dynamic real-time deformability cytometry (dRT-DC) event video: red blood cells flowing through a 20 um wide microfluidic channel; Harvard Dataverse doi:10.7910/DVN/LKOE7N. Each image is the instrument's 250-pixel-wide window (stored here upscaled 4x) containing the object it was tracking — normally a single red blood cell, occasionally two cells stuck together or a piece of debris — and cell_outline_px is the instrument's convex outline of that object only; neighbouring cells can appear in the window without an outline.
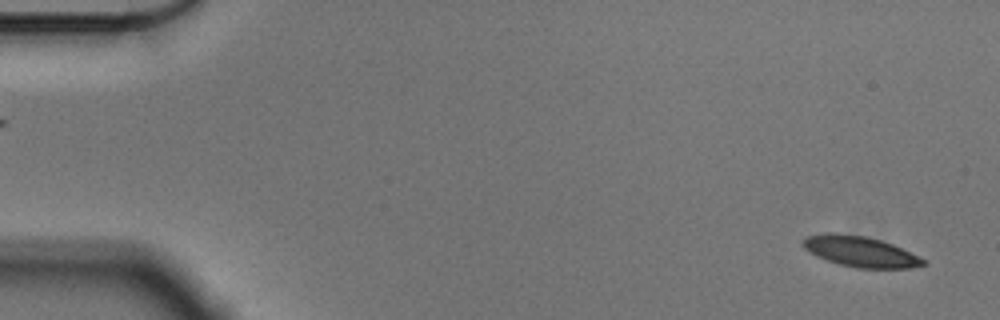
{"species": "Egyptian fruit bat (a non-hibernating species)", "species_latin": "Rousettus aegyptiacus", "temperature_condition": "cold", "stored_images_in_passage": 56, "camera_frame_rate_fps": 3000, "um_per_image_px": 0.085, "animal": {"sex": "male"}, "frame": {"image": 1, "passage_image": 2, "time_ms": 0.333, "image_size_px": [1000, 320], "cell_outline_px": [[924, 264], [912, 268], [856, 268], [840, 264], [816, 256], [804, 248], [800, 244], [800, 240], [804, 236], [828, 232], [836, 232], [868, 236], [892, 244], [924, 260]], "centroid_in_image_um": [73.01, 21.35], "position_along_channel_um": 12.0, "area_um2": 21.44}}
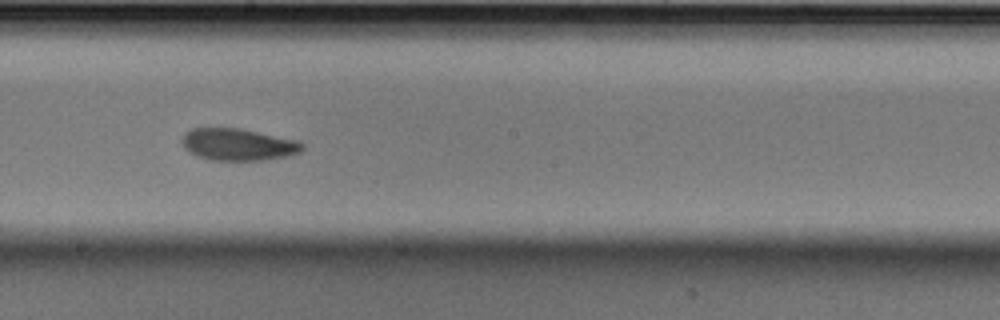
{"frame": {"image": 2, "passage_image": 31, "time_ms": 10.0, "image_size_px": [1000, 320], "cell_outline_px": [[304, 148], [300, 152], [288, 156], [264, 160], [208, 160], [196, 156], [188, 152], [184, 148], [184, 132], [192, 128], [240, 128], [300, 140], [304, 144]], "centroid_in_image_um": [20.28, 12.28], "position_along_channel_um": 227.9, "area_um2": 22.66}}
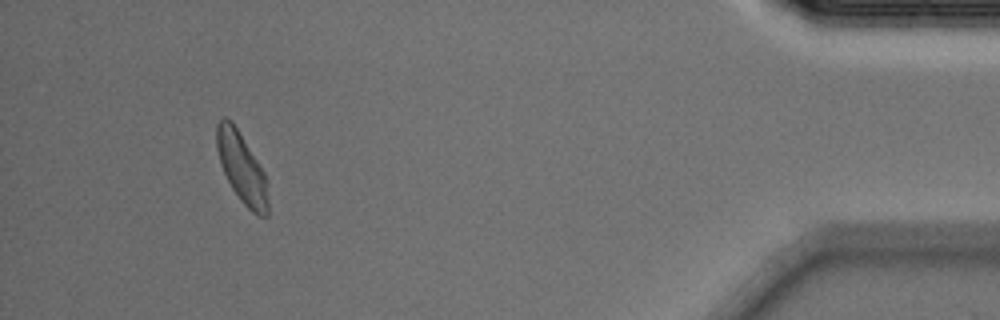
{"frame": {"image": 3, "passage_image": 52, "time_ms": 17.0, "image_size_px": [1000, 320], "cell_outline_px": [[268, 216], [256, 216], [240, 200], [232, 188], [220, 164], [216, 148], [216, 124], [224, 116], [232, 120], [264, 172], [268, 180]], "centroid_in_image_um": [20.55, 14.27], "position_along_channel_um": 414.6, "area_um2": 21.15}, "authors_computed_cell_mechanics": {"area_um2": 22.0507, "velocity_mm_per_s": 3.5551, "shape_relaxation_time_tau1_ms": 3.3627, "shape_relaxation_time_tau2_ms": 3.1487, "deformation_change_tau1": 0.1067, "deformation_change_tau2": 0.0919}}